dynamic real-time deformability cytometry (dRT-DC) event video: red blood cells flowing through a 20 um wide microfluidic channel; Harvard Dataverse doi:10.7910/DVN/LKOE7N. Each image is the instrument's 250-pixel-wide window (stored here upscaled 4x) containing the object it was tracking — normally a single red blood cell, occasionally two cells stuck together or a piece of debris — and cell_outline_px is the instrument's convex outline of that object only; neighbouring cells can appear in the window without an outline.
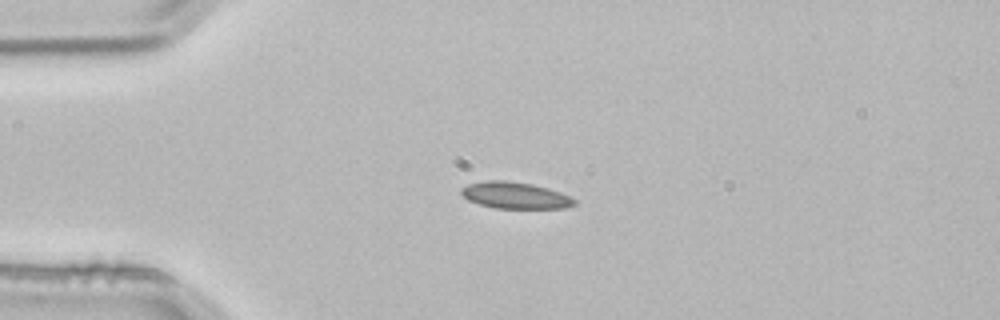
{"species": "common noctule bat (a hibernating species)", "species_latin": "Nyctalus noctula", "temperature_condition": "room temperature", "stored_images_in_passage": 3, "camera_frame_rate_fps": 3000, "um_per_image_px": 0.085, "animal": {"sex": "male", "body_mass_g": 21.5, "forearm_length_mm": 52.0}, "frame": {"image": 1, "passage_image": 2, "time_ms": 0.333, "image_size_px": [1000, 320], "cell_outline_px": [[576, 204], [564, 208], [496, 208], [480, 204], [468, 200], [460, 192], [460, 188], [468, 184], [484, 180], [504, 180], [532, 184], [548, 188], [560, 192], [576, 200]], "centroid_in_image_um": [43.76, 16.6], "position_along_channel_um": 41.2, "area_um2": 17.46}}
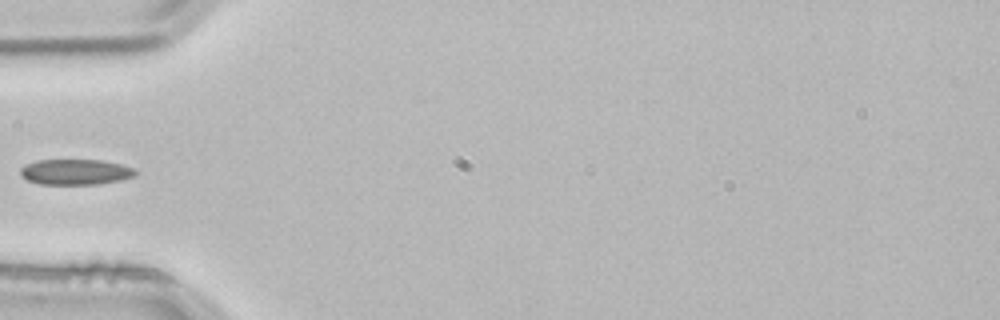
{"frame": {"image": 2, "passage_image": 3, "time_ms": 0.667, "image_size_px": [1000, 320], "cell_outline_px": [[136, 176], [120, 180], [96, 184], [40, 184], [28, 180], [20, 176], [20, 168], [24, 164], [36, 160], [100, 160], [120, 164], [136, 168]], "centroid_in_image_um": [6.4, 14.61], "position_along_channel_um": 78.6, "area_um2": 17.22}}